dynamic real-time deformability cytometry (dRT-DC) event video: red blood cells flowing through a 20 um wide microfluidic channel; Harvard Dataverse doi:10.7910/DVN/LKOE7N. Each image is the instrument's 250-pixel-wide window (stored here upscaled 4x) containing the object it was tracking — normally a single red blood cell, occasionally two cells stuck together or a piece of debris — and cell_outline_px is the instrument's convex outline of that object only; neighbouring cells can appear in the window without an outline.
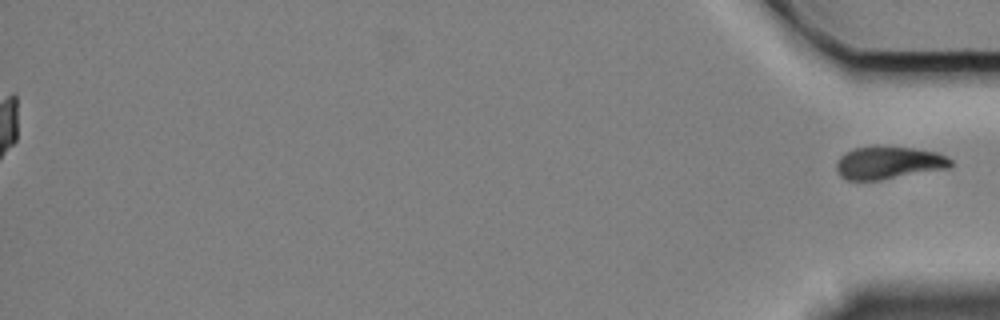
{"species": "Egyptian fruit bat (a non-hibernating species)", "species_latin": "Rousettus aegyptiacus", "temperature_condition": "cold", "stored_images_in_passage": 61, "segment_of_instrument_passage": [2, 2], "camera_frame_rate_fps": 3000, "um_per_image_px": 0.085, "animal": {"sex": "female"}, "frame": {"image": 1, "passage_image": 61, "time_ms": 20.0, "image_size_px": [1000, 320], "cell_outline_px": [[952, 164], [948, 168], [880, 180], [848, 180], [840, 176], [836, 168], [836, 164], [840, 156], [844, 152], [852, 148], [912, 148], [936, 152], [948, 156], [952, 160]], "centroid_in_image_um": [75.53, 13.86], "position_along_channel_um": 359.7, "area_um2": 21.33}}